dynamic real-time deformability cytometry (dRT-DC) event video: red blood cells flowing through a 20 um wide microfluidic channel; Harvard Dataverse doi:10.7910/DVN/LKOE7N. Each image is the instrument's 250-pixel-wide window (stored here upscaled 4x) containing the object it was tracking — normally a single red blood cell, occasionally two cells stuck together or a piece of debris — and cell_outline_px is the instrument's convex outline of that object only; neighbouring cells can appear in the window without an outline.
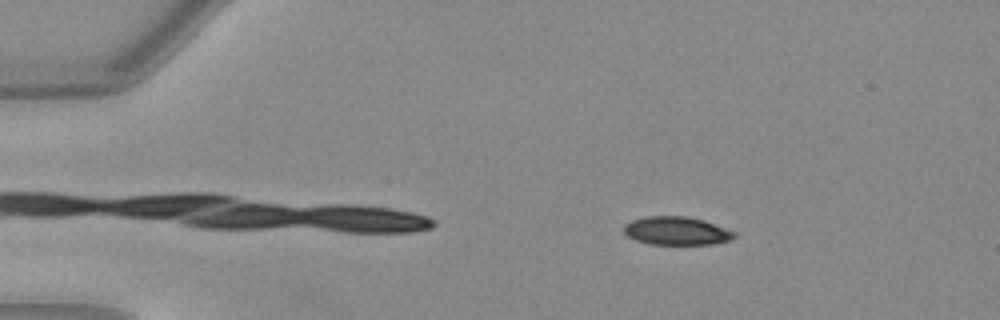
{"species": "Egyptian fruit bat (a non-hibernating species)", "species_latin": "Rousettus aegyptiacus", "temperature_condition": "warm", "stored_images_in_passage": 45, "camera_frame_rate_fps": 3000, "um_per_image_px": 0.085, "animal": {"sex": "female"}, "frame": {"image": 1, "passage_image": 8, "time_ms": 2.333, "image_size_px": [1000, 320], "cell_outline_px": [[736, 236], [732, 240], [712, 244], [648, 244], [636, 240], [628, 236], [624, 232], [624, 224], [632, 220], [644, 216], [688, 216], [704, 220], [736, 232]], "centroid_in_image_um": [57.51, 19.62], "position_along_channel_um": 27.5, "area_um2": 18.32}}
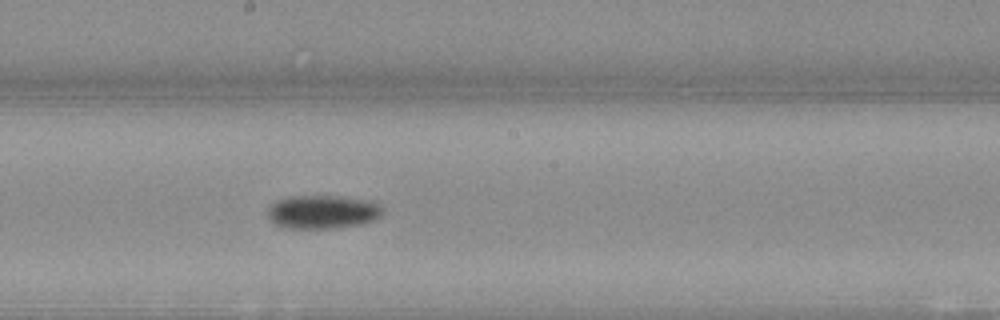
{"frame": {"image": 2, "passage_image": 28, "time_ms": 9.0, "image_size_px": [1000, 320], "cell_outline_px": [[380, 216], [372, 220], [360, 224], [332, 228], [280, 228], [272, 224], [268, 220], [268, 208], [276, 200], [292, 196], [340, 196], [368, 200], [380, 204]], "centroid_in_image_um": [27.33, 18.01], "position_along_channel_um": 220.9, "area_um2": 22.48}}
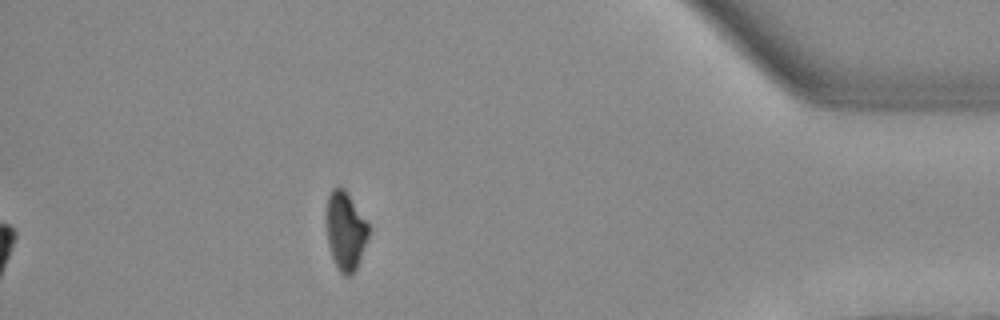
{"frame": {"image": 3, "passage_image": 45, "time_ms": 14.667, "image_size_px": [1000, 320], "cell_outline_px": [[368, 236], [356, 268], [352, 276], [344, 276], [340, 272], [332, 256], [328, 244], [324, 220], [324, 216], [328, 196], [332, 188], [344, 188], [368, 224]], "centroid_in_image_um": [29.31, 19.61], "position_along_channel_um": 405.9, "area_um2": 19.25}, "authors_computed_cell_mechanics": {"area_um2": 20.519, "velocity_mm_per_s": 4.0345, "shape_relaxation_time_tau1_ms": 7.99, "shape_relaxation_time_tau2_ms": null, "deformation_change_tau1": 0.2126, "deformation_change_tau2": null}}